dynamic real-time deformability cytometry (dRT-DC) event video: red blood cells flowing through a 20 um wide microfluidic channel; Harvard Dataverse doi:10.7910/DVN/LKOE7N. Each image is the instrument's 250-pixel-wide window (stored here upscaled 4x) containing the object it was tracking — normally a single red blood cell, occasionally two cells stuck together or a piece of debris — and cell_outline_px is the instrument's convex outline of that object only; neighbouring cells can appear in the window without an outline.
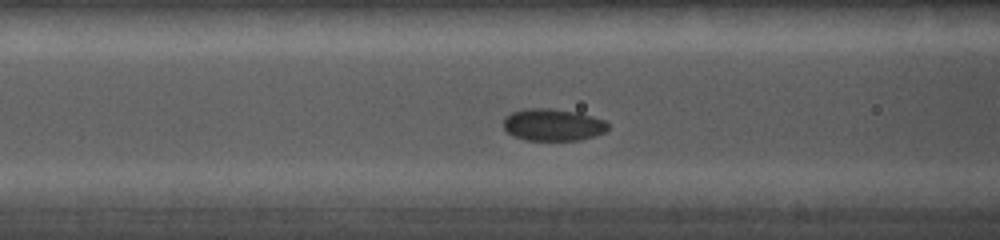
{"species": "common noctule bat (a hibernating species)", "species_latin": "Nyctalus noctula", "temperature_condition": "cold", "stored_images_in_passage": 28, "camera_frame_rate_fps": 5000, "um_per_image_px": 0.085, "animal": {"sex": "female", "body_mass_g": 19.0, "forearm_length_mm": 56.7}, "frame": {"image": 1, "passage_image": 11, "time_ms": 4.4, "image_size_px": [1000, 240], "cell_outline_px": [[608, 128], [604, 132], [596, 136], [580, 140], [524, 140], [512, 136], [504, 128], [504, 116], [512, 112], [524, 108], [552, 108], [580, 112], [604, 120], [608, 124]], "centroid_in_image_um": [46.99, 10.6], "position_along_channel_um": 119.6, "area_um2": 19.83}}
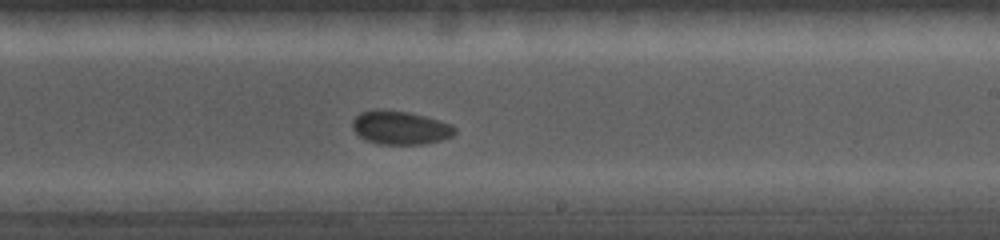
{"frame": {"image": 2, "passage_image": 18, "time_ms": 7.6, "image_size_px": [1000, 240], "cell_outline_px": [[456, 132], [452, 136], [440, 140], [420, 144], [380, 144], [364, 140], [352, 128], [352, 120], [360, 112], [408, 112], [424, 116], [452, 124], [456, 128]], "centroid_in_image_um": [34.04, 10.89], "position_along_channel_um": 255.0, "area_um2": 19.36}}
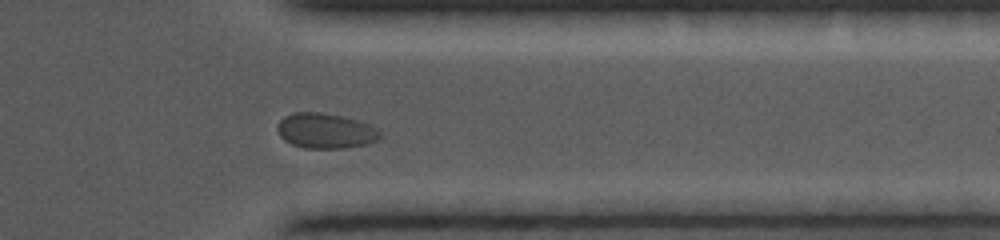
{"frame": {"image": 3, "passage_image": 25, "time_ms": 10.6, "image_size_px": [1000, 240], "cell_outline_px": [[380, 136], [376, 140], [364, 144], [344, 148], [304, 148], [292, 144], [284, 140], [280, 136], [276, 128], [276, 124], [284, 116], [292, 112], [320, 112], [340, 116], [356, 120], [368, 124], [376, 128], [380, 132]], "centroid_in_image_um": [27.6, 11.11], "position_along_channel_um": 383.8, "area_um2": 20.92}}